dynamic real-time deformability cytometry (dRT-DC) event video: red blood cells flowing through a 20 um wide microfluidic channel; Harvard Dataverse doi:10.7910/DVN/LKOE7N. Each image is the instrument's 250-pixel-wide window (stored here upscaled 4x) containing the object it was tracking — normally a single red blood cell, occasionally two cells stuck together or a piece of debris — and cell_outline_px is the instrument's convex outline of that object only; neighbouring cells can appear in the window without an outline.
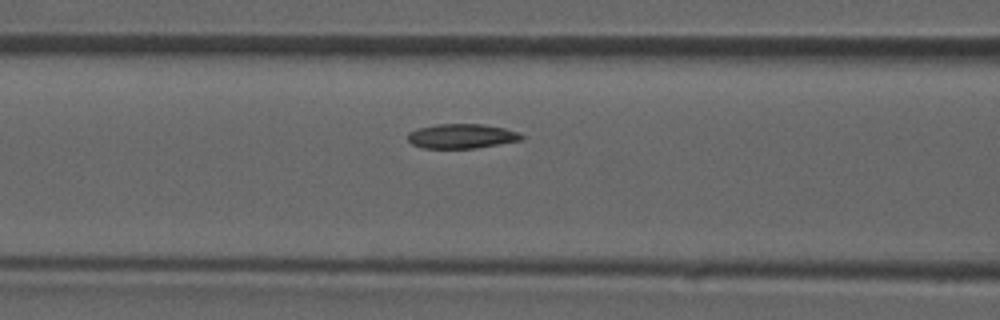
{"species": "common noctule bat (a hibernating species)", "species_latin": "Nyctalus noctula", "temperature_condition": "room temperature", "stored_images_in_passage": 33, "camera_frame_rate_fps": 3000, "um_per_image_px": 0.085, "animal": {"sex": "male", "forearm_length_mm": 52.5}, "frame": {"image": 1, "passage_image": 10, "time_ms": 3.0, "image_size_px": [1000, 320], "cell_outline_px": [[524, 140], [476, 148], [420, 148], [412, 144], [408, 140], [408, 132], [416, 128], [436, 124], [480, 124], [504, 128], [520, 132], [524, 136]], "centroid_in_image_um": [39.25, 11.57], "position_along_channel_um": 127.4, "area_um2": 16.47}}
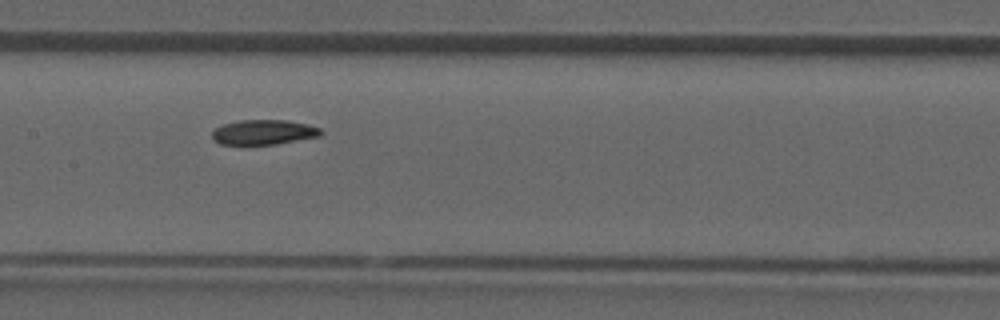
{"frame": {"image": 2, "passage_image": 14, "time_ms": 4.333, "image_size_px": [1000, 320], "cell_outline_px": [[324, 132], [320, 136], [276, 144], [220, 144], [212, 140], [212, 132], [216, 128], [224, 124], [240, 120], [284, 120], [308, 124], [320, 128]], "centroid_in_image_um": [22.42, 11.23], "position_along_channel_um": 185.0, "area_um2": 15.72}}